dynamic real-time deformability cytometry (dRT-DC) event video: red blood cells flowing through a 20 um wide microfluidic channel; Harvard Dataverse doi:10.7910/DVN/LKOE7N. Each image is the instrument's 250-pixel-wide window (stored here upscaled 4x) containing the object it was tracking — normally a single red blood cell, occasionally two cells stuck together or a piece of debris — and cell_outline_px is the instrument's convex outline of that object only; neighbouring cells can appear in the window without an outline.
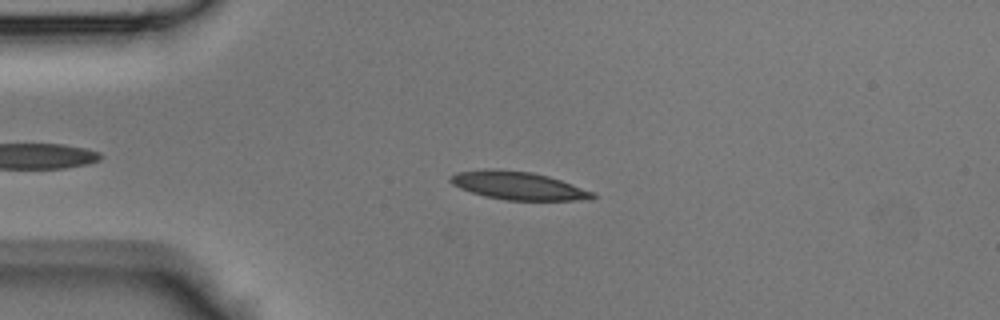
{"species": "Egyptian fruit bat (a non-hibernating species)", "species_latin": "Rousettus aegyptiacus", "temperature_condition": "room temperature", "stored_images_in_passage": 27, "camera_frame_rate_fps": 3000, "um_per_image_px": 0.085, "animal": {"sex": "male"}, "frame": {"image": 1, "passage_image": 4, "time_ms": 1.0, "image_size_px": [1000, 320], "cell_outline_px": [[596, 196], [592, 200], [508, 200], [484, 196], [460, 188], [452, 184], [448, 180], [448, 176], [456, 172], [484, 168], [488, 168], [532, 172], [548, 176], [596, 192]], "centroid_in_image_um": [44.03, 15.77], "position_along_channel_um": 41.0, "area_um2": 23.47}}
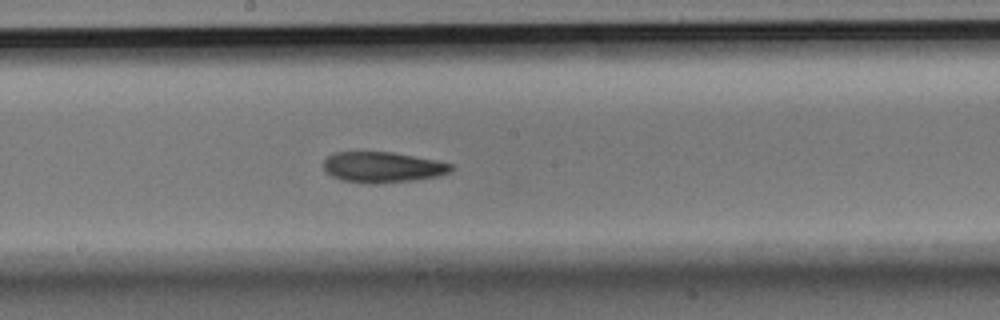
{"frame": {"image": 2, "passage_image": 17, "time_ms": 5.333, "image_size_px": [1000, 320], "cell_outline_px": [[456, 168], [452, 172], [440, 176], [412, 180], [376, 184], [368, 184], [340, 180], [324, 172], [324, 160], [328, 156], [336, 152], [392, 152], [436, 160], [452, 164]], "centroid_in_image_um": [32.54, 14.22], "position_along_channel_um": 215.7, "area_um2": 23.06}}
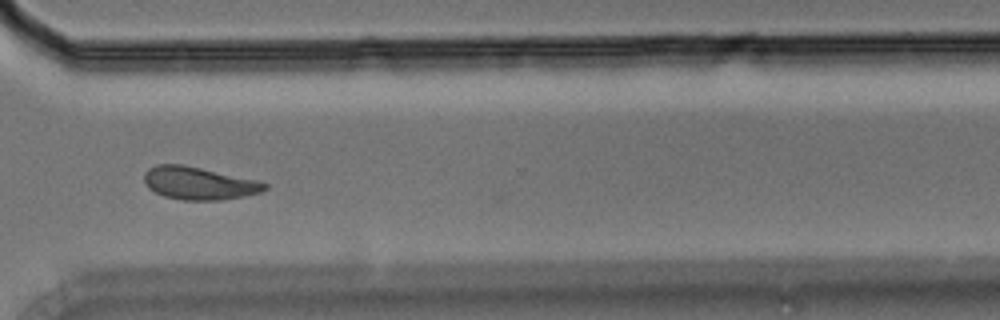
{"frame": {"image": 3, "passage_image": 26, "time_ms": 8.333, "image_size_px": [1000, 320], "cell_outline_px": [[268, 188], [260, 192], [244, 196], [220, 200], [184, 200], [164, 196], [148, 188], [144, 180], [144, 172], [148, 168], [156, 164], [184, 164], [256, 180], [268, 184]], "centroid_in_image_um": [16.88, 15.56], "position_along_channel_um": 353.7, "area_um2": 22.95}}